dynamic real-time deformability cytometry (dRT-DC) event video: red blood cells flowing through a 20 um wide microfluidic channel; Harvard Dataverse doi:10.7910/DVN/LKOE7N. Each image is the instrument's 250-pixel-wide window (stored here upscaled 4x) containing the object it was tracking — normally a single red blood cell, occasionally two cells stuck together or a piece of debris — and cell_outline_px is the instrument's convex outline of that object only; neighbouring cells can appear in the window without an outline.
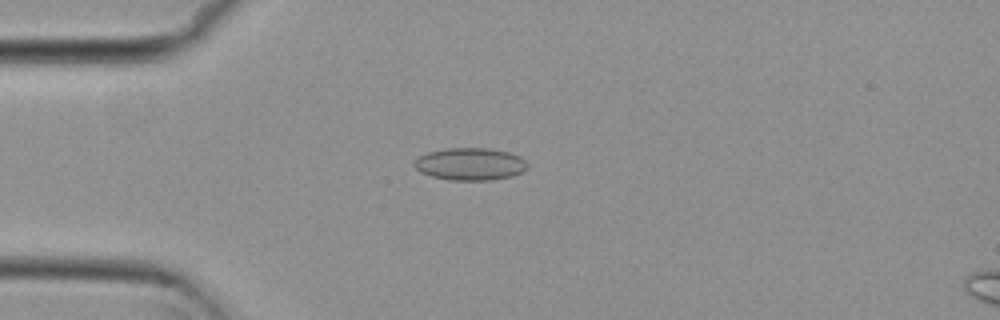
{"species": "common noctule bat (a hibernating species)", "species_latin": "Nyctalus noctula", "temperature_condition": "cold", "stored_images_in_passage": 54, "camera_frame_rate_fps": 3000, "um_per_image_px": 0.085, "animal": {"sex": "female", "body_mass_g": 29.2, "forearm_length_mm": 56.3}, "frame": {"image": 1, "passage_image": 14, "time_ms": 4.333, "image_size_px": [1000, 320], "cell_outline_px": [[528, 168], [524, 172], [512, 176], [492, 180], [452, 180], [432, 176], [420, 172], [412, 164], [420, 156], [428, 152], [448, 148], [488, 148], [508, 152], [520, 156], [528, 164]], "centroid_in_image_um": [40.0, 13.95], "position_along_channel_um": 45.0, "area_um2": 21.39}}
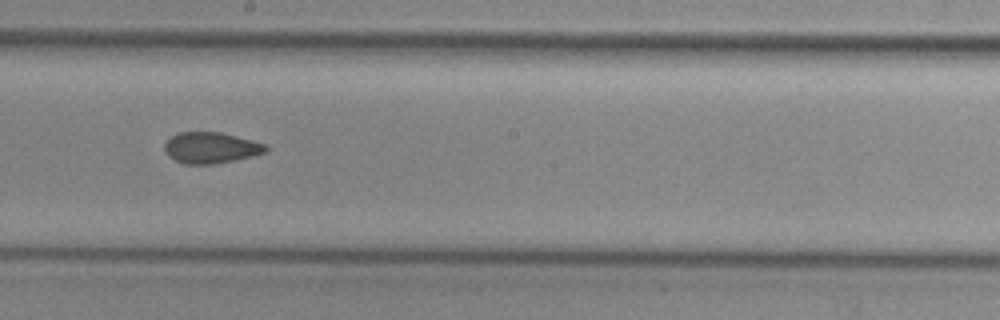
{"frame": {"image": 2, "passage_image": 30, "time_ms": 9.667, "image_size_px": [1000, 320], "cell_outline_px": [[268, 152], [252, 156], [212, 164], [184, 164], [168, 156], [164, 148], [164, 144], [172, 136], [180, 132], [220, 132], [252, 140], [264, 144], [268, 148]], "centroid_in_image_um": [17.92, 12.56], "position_along_channel_um": 230.3, "area_um2": 18.15}}
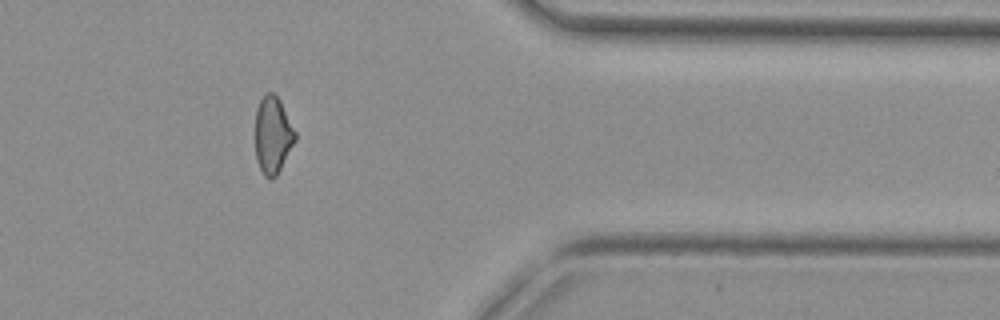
{"frame": {"image": 3, "passage_image": 44, "time_ms": 14.333, "image_size_px": [1000, 320], "cell_outline_px": [[296, 140], [276, 176], [272, 180], [268, 180], [264, 176], [256, 160], [256, 108], [264, 92], [272, 92], [280, 100], [296, 132]], "centroid_in_image_um": [23.18, 11.48], "position_along_channel_um": 388.2, "area_um2": 17.98}, "authors_computed_cell_mechanics": {"area_um2": 18.8428, "velocity_mm_per_s": 3.8201, "shape_relaxation_time_tau1_ms": null, "shape_relaxation_time_tau2_ms": 2.7879, "deformation_change_tau1": null, "deformation_change_tau2": 0.0785}}